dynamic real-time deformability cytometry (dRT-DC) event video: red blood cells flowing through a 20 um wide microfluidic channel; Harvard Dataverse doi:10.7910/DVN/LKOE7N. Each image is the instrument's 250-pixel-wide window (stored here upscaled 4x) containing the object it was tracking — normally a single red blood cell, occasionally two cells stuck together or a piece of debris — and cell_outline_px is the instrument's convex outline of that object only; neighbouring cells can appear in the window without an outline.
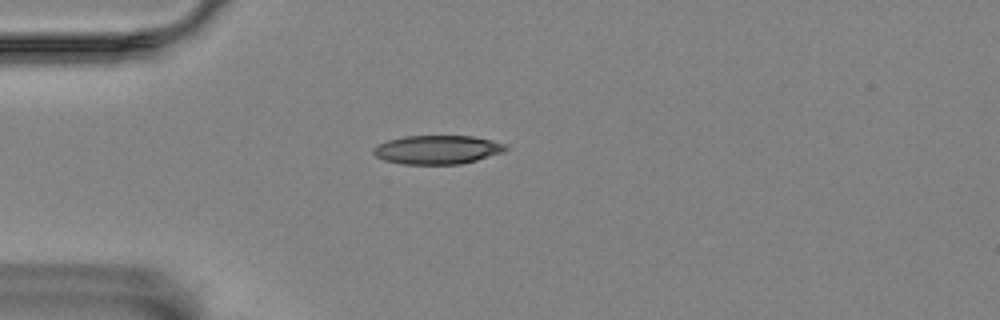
{"species": "Egyptian fruit bat (a non-hibernating species)", "species_latin": "Rousettus aegyptiacus", "temperature_condition": "room temperature", "stored_images_in_passage": 1, "camera_frame_rate_fps": 3000, "um_per_image_px": 0.085, "animal": {"sex": "female"}, "frame": {"image": 1, "passage_image": 1, "time_ms": 0.0, "image_size_px": [1000, 320], "cell_outline_px": [[508, 148], [500, 152], [476, 160], [460, 164], [404, 164], [384, 160], [376, 156], [372, 152], [372, 148], [376, 144], [388, 140], [404, 136], [472, 136], [504, 144]], "centroid_in_image_um": [37.08, 12.72], "position_along_channel_um": 47.9, "area_um2": 21.91}}